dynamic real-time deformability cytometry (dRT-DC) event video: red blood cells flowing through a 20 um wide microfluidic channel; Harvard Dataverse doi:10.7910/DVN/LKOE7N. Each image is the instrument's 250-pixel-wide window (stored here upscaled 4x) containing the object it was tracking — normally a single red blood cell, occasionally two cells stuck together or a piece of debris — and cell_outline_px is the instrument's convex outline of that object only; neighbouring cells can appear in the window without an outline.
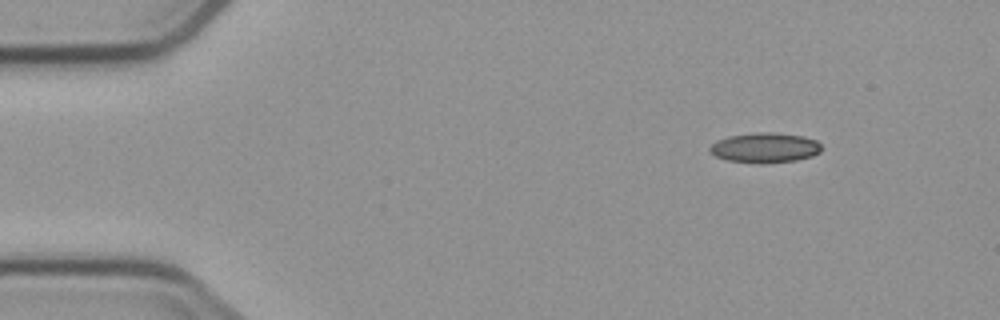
{"species": "common noctule bat (a hibernating species)", "species_latin": "Nyctalus noctula", "temperature_condition": "cold", "stored_images_in_passage": 4, "camera_frame_rate_fps": 3000, "um_per_image_px": 0.085, "animal": {"sex": "male", "body_mass_g": 23.1, "forearm_length_mm": 52.7}, "frame": {"image": 1, "passage_image": 1, "time_ms": 0.0, "image_size_px": [1000, 320], "cell_outline_px": [[820, 152], [812, 156], [796, 160], [728, 160], [716, 156], [708, 152], [708, 148], [716, 140], [728, 136], [756, 132], [772, 132], [804, 136], [816, 140], [820, 144]], "centroid_in_image_um": [65.0, 12.49], "position_along_channel_um": 20.0, "area_um2": 18.67}}
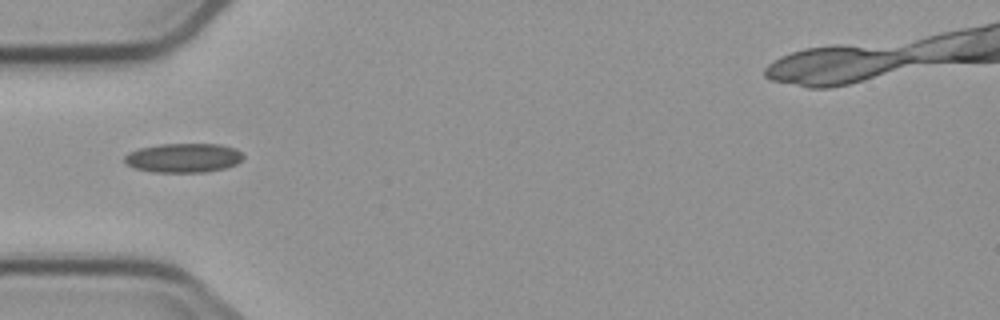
{"frame": {"image": 2, "passage_image": 4, "time_ms": 3.667, "image_size_px": [1000, 320], "cell_outline_px": [[244, 156], [236, 164], [224, 168], [204, 172], [152, 172], [136, 168], [124, 164], [124, 156], [128, 152], [140, 148], [160, 144], [220, 144], [236, 148]], "centroid_in_image_um": [15.57, 13.41], "position_along_channel_um": 69.4, "area_um2": 20.23}}